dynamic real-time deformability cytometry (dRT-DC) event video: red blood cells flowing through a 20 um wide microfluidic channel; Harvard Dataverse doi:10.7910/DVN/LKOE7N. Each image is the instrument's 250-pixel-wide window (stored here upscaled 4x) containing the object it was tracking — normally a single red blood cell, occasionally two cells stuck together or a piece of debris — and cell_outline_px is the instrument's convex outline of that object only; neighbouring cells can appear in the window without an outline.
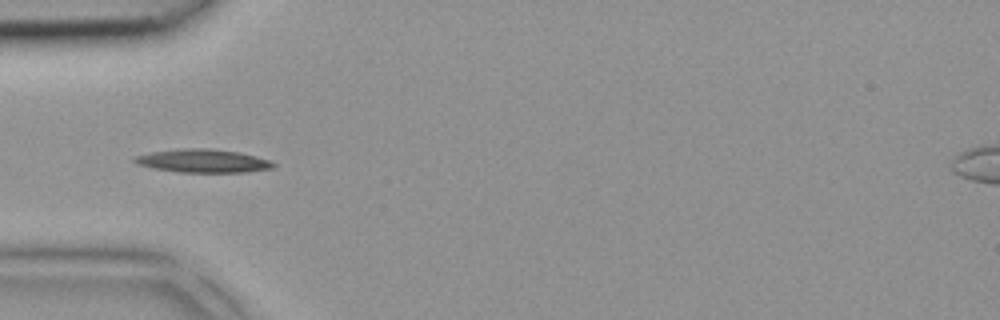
{"species": "common noctule bat (a hibernating species)", "species_latin": "Nyctalus noctula", "temperature_condition": "room temperature", "stored_images_in_passage": 4, "camera_frame_rate_fps": 3000, "um_per_image_px": 0.085, "animal": {"sex": "female", "body_mass_g": 18.4}, "frame": {"image": 1, "passage_image": 3, "time_ms": 0.667, "image_size_px": [1000, 320], "cell_outline_px": [[276, 168], [248, 172], [180, 172], [152, 168], [140, 164], [132, 160], [136, 156], [152, 152], [176, 148], [212, 148], [240, 152], [256, 156], [268, 160], [276, 164]], "centroid_in_image_um": [17.3, 13.67], "position_along_channel_um": 67.7, "area_um2": 18.96}}